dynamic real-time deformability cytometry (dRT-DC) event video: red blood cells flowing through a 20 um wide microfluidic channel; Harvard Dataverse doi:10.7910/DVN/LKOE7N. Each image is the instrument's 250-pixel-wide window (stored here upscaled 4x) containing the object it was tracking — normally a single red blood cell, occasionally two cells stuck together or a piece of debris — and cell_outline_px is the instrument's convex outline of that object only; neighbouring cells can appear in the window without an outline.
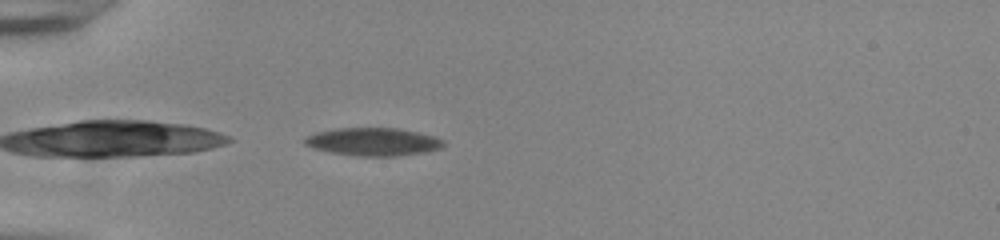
{"species": "common noctule bat (a hibernating species)", "species_latin": "Nyctalus noctula", "temperature_condition": "room temperature", "stored_images_in_passage": 38, "camera_frame_rate_fps": 3000, "um_per_image_px": 0.085, "animal": {"sex": "male", "body_mass_g": 20.0, "forearm_length_mm": 53.3}, "frame": {"image": 1, "passage_image": 1, "time_ms": 0.0, "image_size_px": [1000, 240], "cell_outline_px": [[444, 148], [424, 152], [396, 156], [356, 156], [332, 152], [312, 148], [304, 144], [304, 136], [316, 132], [336, 128], [396, 128], [436, 136], [444, 140]], "centroid_in_image_um": [31.72, 12.05], "position_along_channel_um": 53.3, "area_um2": 22.72}}
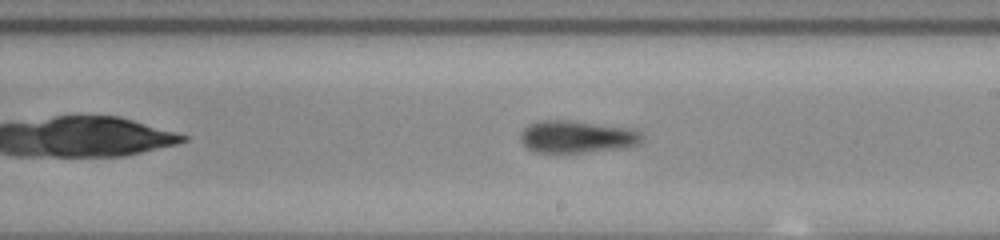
{"frame": {"image": 2, "passage_image": 17, "time_ms": 5.333, "image_size_px": [1000, 240], "cell_outline_px": [[644, 140], [640, 144], [632, 148], [584, 152], [532, 152], [520, 140], [520, 132], [528, 124], [536, 120], [572, 120], [636, 128], [644, 132]], "centroid_in_image_um": [49.15, 11.61], "position_along_channel_um": 239.9, "area_um2": 23.81}}
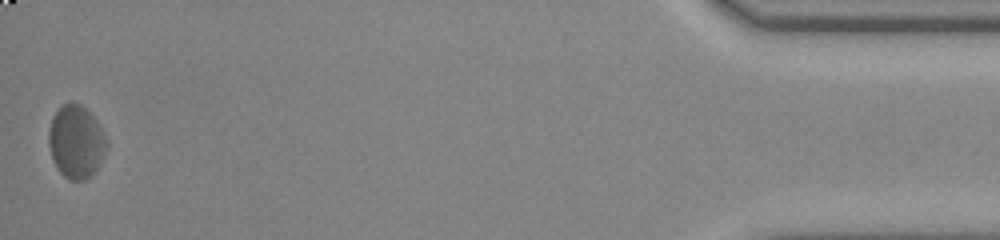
{"frame": {"image": 3, "passage_image": 38, "time_ms": 12.333, "image_size_px": [1000, 240], "cell_outline_px": [[108, 148], [96, 168], [84, 180], [68, 180], [56, 168], [52, 160], [48, 144], [48, 132], [52, 116], [60, 104], [80, 104], [96, 120], [108, 140]], "centroid_in_image_um": [6.44, 12.05], "position_along_channel_um": 428.8, "area_um2": 24.62}, "authors_computed_cell_mechanics": {"area_um2": 23.12, "velocity_mm_per_s": 3.8378, "shape_relaxation_time_tau1_ms": 5.2038, "shape_relaxation_time_tau2_ms": null, "deformation_change_tau1": 0.1193, "deformation_change_tau2": null}}